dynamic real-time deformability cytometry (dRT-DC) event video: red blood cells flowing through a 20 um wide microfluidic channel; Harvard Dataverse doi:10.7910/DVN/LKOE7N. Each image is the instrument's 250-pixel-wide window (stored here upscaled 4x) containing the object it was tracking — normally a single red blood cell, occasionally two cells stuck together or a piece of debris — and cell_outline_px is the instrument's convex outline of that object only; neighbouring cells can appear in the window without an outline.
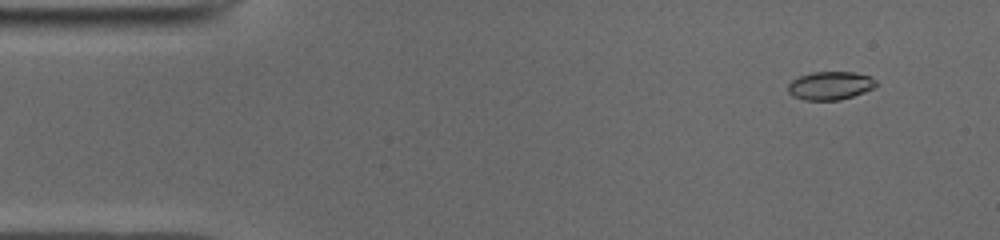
{"species": "common noctule bat (a hibernating species)", "species_latin": "Nyctalus noctula", "temperature_condition": "cold", "stored_images_in_passage": 49, "camera_frame_rate_fps": 3000, "um_per_image_px": 0.085, "animal": {"sex": "male", "body_mass_g": 19.0, "forearm_length_mm": 50.8}, "frame": {"image": 1, "passage_image": 3, "time_ms": 0.667, "image_size_px": [1000, 240], "cell_outline_px": [[876, 88], [840, 100], [804, 100], [792, 96], [788, 92], [788, 84], [792, 80], [800, 76], [812, 72], [852, 72], [868, 76], [876, 80]], "centroid_in_image_um": [70.56, 7.28], "position_along_channel_um": 14.4, "area_um2": 14.51}}
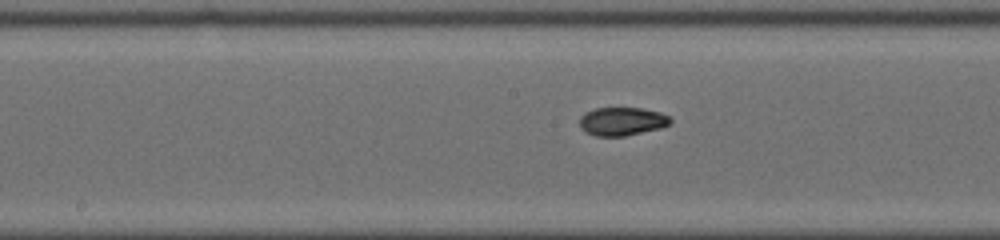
{"frame": {"image": 2, "passage_image": 24, "time_ms": 7.667, "image_size_px": [1000, 240], "cell_outline_px": [[672, 120], [668, 124], [660, 128], [624, 136], [596, 136], [580, 128], [580, 116], [584, 112], [596, 108], [644, 108], [660, 112], [668, 116]], "centroid_in_image_um": [52.85, 10.3], "position_along_channel_um": 195.3, "area_um2": 14.91}}
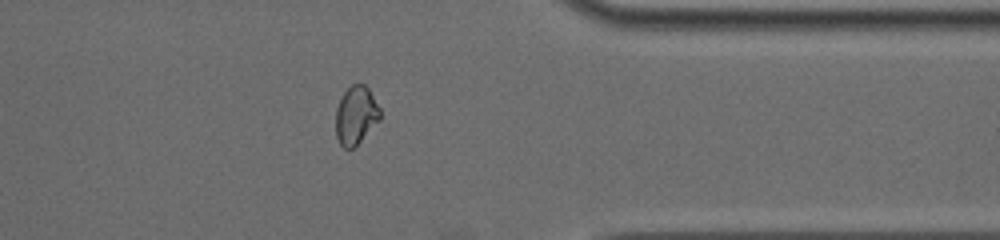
{"frame": {"image": 3, "passage_image": 39, "time_ms": 12.667, "image_size_px": [1000, 240], "cell_outline_px": [[380, 120], [352, 148], [344, 148], [340, 144], [336, 136], [336, 108], [344, 92], [352, 84], [364, 84], [368, 88], [380, 108]], "centroid_in_image_um": [30.25, 9.78], "position_along_channel_um": 381.2, "area_um2": 14.8}, "authors_computed_cell_mechanics": {"area_um2": 14.9702, "velocity_mm_per_s": 3.9611, "shape_relaxation_time_tau1_ms": 7.7084, "shape_relaxation_time_tau2_ms": 1.9992, "deformation_change_tau1": 0.1917, "deformation_change_tau2": 0.0571}}